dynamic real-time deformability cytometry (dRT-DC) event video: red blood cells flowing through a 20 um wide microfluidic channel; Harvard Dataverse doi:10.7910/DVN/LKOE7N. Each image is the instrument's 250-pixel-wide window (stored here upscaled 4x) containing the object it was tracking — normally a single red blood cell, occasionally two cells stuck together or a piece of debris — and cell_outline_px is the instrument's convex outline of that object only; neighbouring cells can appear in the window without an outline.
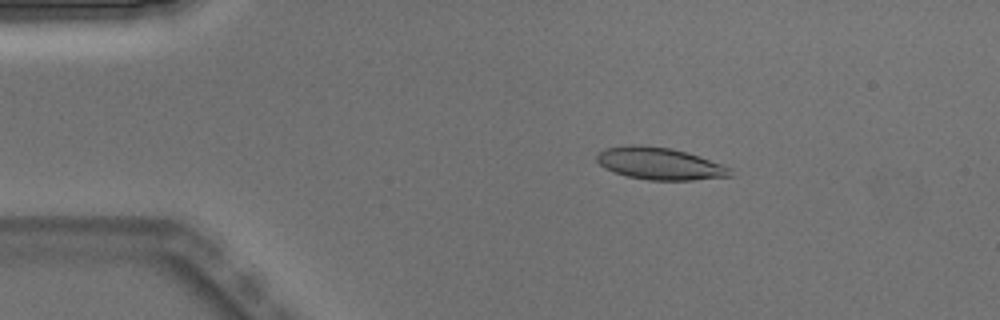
{"species": "Egyptian fruit bat (a non-hibernating species)", "species_latin": "Rousettus aegyptiacus", "temperature_condition": "warm", "stored_images_in_passage": 5, "camera_frame_rate_fps": 3000, "um_per_image_px": 0.085, "animal": {"sex": "male"}, "frame": {"image": 1, "passage_image": 3, "time_ms": 0.667, "image_size_px": [1000, 320], "cell_outline_px": [[732, 176], [692, 180], [648, 180], [628, 176], [604, 168], [596, 160], [596, 152], [604, 148], [632, 144], [640, 144], [672, 148], [688, 152], [724, 164], [732, 168]], "centroid_in_image_um": [56.09, 13.89], "position_along_channel_um": 28.9, "area_um2": 25.37}}
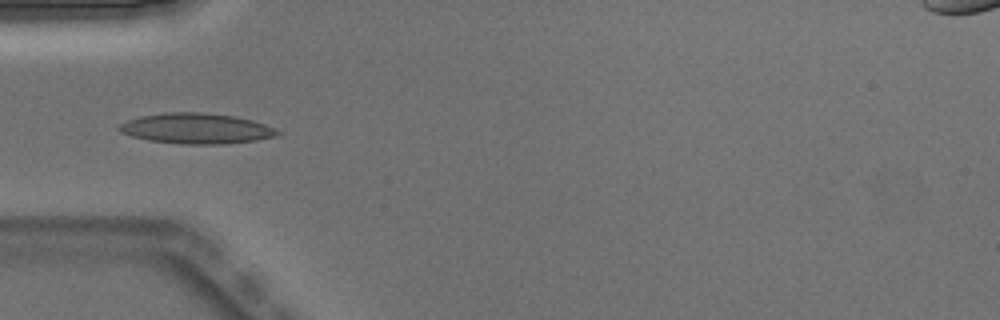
{"frame": {"image": 2, "passage_image": 5, "time_ms": 1.333, "image_size_px": [1000, 320], "cell_outline_px": [[280, 132], [276, 136], [256, 140], [220, 144], [180, 144], [148, 140], [132, 136], [120, 132], [116, 128], [120, 124], [128, 120], [140, 116], [168, 112], [204, 112], [236, 116], [252, 120], [264, 124]], "centroid_in_image_um": [16.65, 10.91], "position_along_channel_um": 68.4, "area_um2": 28.03}}